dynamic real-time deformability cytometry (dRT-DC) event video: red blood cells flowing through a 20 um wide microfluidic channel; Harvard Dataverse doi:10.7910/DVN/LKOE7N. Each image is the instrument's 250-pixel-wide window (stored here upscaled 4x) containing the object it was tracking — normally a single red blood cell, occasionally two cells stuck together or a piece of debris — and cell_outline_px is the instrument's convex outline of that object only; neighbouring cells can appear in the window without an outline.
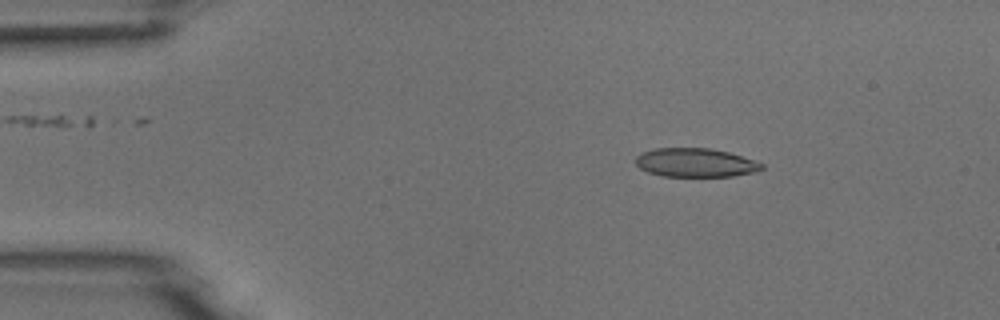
{"species": "common noctule bat (a hibernating species)", "species_latin": "Nyctalus noctula", "temperature_condition": "room temperature", "stored_images_in_passage": 4, "camera_frame_rate_fps": 3000, "um_per_image_px": 0.085, "animal": {"sex": "male", "body_mass_g": 18.8}, "frame": {"image": 1, "passage_image": 2, "time_ms": 1.0, "image_size_px": [1000, 320], "cell_outline_px": [[764, 168], [756, 172], [732, 176], [664, 176], [648, 172], [640, 168], [636, 164], [636, 156], [640, 152], [656, 148], [712, 148], [728, 152], [764, 164]], "centroid_in_image_um": [59.1, 13.82], "position_along_channel_um": 25.9, "area_um2": 21.1}}